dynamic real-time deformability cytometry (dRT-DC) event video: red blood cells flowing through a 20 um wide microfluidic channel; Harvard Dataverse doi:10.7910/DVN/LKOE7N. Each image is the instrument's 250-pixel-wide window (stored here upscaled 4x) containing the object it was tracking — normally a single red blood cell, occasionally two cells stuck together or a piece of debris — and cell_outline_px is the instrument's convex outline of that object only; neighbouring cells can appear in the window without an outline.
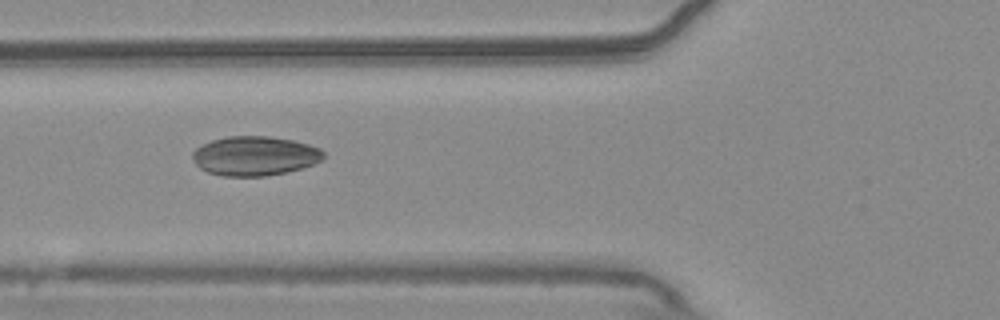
{"species": "common noctule bat (a hibernating species)", "species_latin": "Nyctalus noctula", "temperature_condition": "warm", "stored_images_in_passage": 48, "camera_frame_rate_fps": 3000, "um_per_image_px": 0.085, "animal": {"sex": "male", "body_mass_g": 20.4}, "frame": {"image": 1, "passage_image": 14, "time_ms": 4.333, "image_size_px": [1000, 320], "cell_outline_px": [[324, 156], [320, 160], [304, 168], [288, 172], [264, 176], [224, 176], [208, 172], [200, 168], [196, 164], [192, 156], [192, 152], [196, 148], [212, 140], [228, 136], [268, 136], [292, 140], [308, 144], [320, 148], [324, 152]], "centroid_in_image_um": [21.66, 13.25], "position_along_channel_um": 104.1, "area_um2": 30.0}}
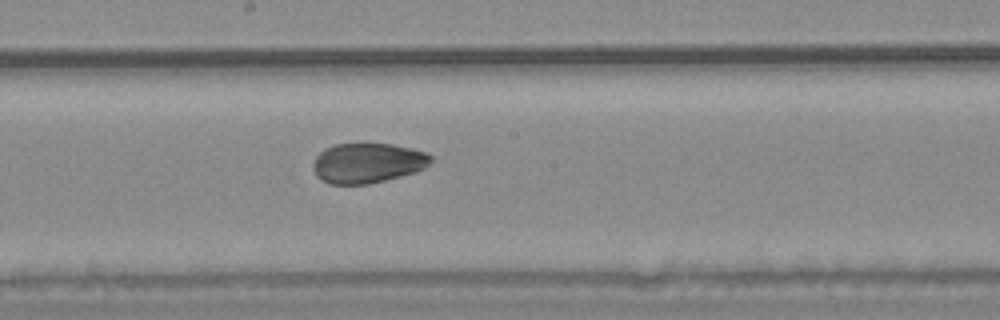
{"frame": {"image": 2, "passage_image": 23, "time_ms": 7.333, "image_size_px": [1000, 320], "cell_outline_px": [[432, 160], [424, 168], [416, 172], [368, 184], [328, 184], [320, 180], [316, 176], [312, 168], [316, 156], [324, 148], [336, 144], [392, 144], [412, 148], [428, 152], [432, 156]], "centroid_in_image_um": [31.23, 13.85], "position_along_channel_um": 217.0, "area_um2": 27.57}}
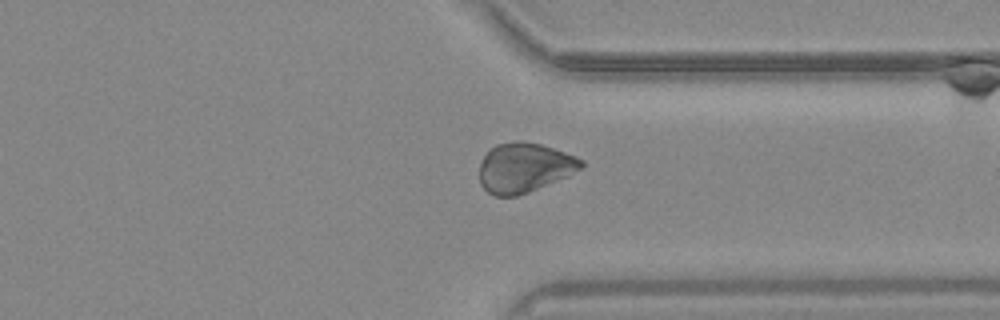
{"frame": {"image": 3, "passage_image": 35, "time_ms": 11.333, "image_size_px": [1000, 320], "cell_outline_px": [[584, 168], [528, 192], [516, 196], [496, 196], [488, 192], [480, 184], [480, 164], [484, 156], [496, 144], [516, 140], [524, 140], [540, 144], [576, 156], [584, 160]], "centroid_in_image_um": [44.57, 14.23], "position_along_channel_um": 366.8, "area_um2": 29.25}, "authors_computed_cell_mechanics": {"area_um2": 29.9693, "velocity_mm_per_s": 3.7473, "shape_relaxation_time_tau1_ms": 5.8442, "shape_relaxation_time_tau2_ms": 1.8195, "deformation_change_tau1": 0.1159, "deformation_change_tau2": 0.0506}}